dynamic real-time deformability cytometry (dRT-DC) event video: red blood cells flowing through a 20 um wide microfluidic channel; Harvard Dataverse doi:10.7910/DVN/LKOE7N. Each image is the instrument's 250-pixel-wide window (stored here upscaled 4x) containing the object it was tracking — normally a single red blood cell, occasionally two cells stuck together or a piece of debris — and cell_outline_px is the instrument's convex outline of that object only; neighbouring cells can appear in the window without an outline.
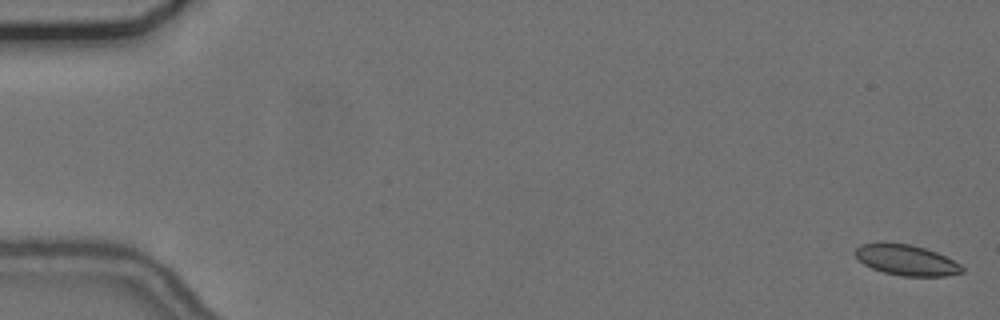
{"species": "common noctule bat (a hibernating species)", "species_latin": "Nyctalus noctula", "temperature_condition": "cold", "stored_images_in_passage": 20, "camera_frame_rate_fps": 3000, "um_per_image_px": 0.085, "animal": {"sex": "female", "body_mass_g": 24.6, "forearm_length_mm": 56.2}, "frame": {"image": 1, "passage_image": 1, "time_ms": 0.0, "image_size_px": [1000, 320], "cell_outline_px": [[964, 272], [944, 276], [900, 276], [884, 272], [872, 268], [864, 264], [856, 256], [856, 248], [860, 244], [912, 244], [936, 252], [960, 264], [964, 268]], "centroid_in_image_um": [77.08, 22.13], "position_along_channel_um": 7.9, "area_um2": 18.61}}
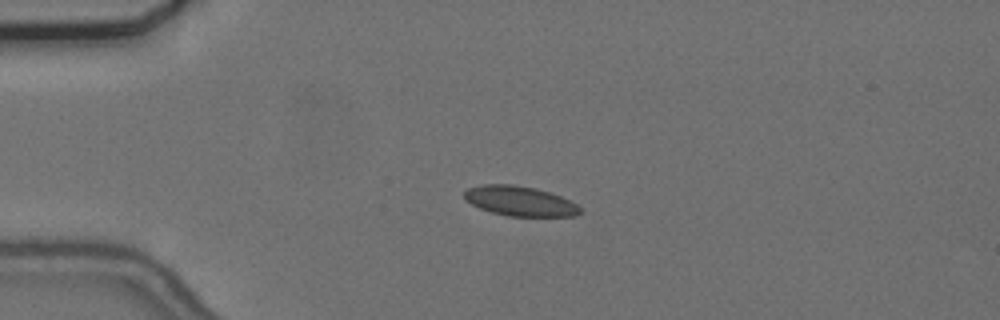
{"frame": {"image": 2, "passage_image": 14, "time_ms": 4.333, "image_size_px": [1000, 320], "cell_outline_px": [[580, 212], [576, 216], [508, 216], [492, 212], [480, 208], [464, 200], [464, 192], [468, 188], [480, 184], [512, 184], [532, 188], [548, 192], [560, 196], [576, 204], [580, 208]], "centroid_in_image_um": [44.14, 17.09], "position_along_channel_um": 40.9, "area_um2": 19.94}}